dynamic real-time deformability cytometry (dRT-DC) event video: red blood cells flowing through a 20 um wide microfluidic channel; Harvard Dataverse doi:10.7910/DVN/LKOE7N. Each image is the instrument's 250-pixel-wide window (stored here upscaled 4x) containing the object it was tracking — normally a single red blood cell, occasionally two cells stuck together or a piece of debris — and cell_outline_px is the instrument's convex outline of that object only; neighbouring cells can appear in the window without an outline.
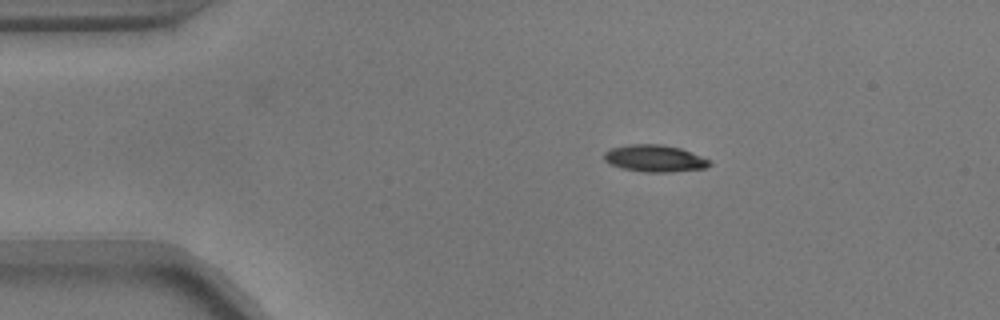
{"species": "common noctule bat (a hibernating species)", "species_latin": "Nyctalus noctula", "temperature_condition": "warm", "stored_images_in_passage": 50, "camera_frame_rate_fps": 3000, "um_per_image_px": 0.085, "animal": {"sex": "male", "body_mass_g": 17.9}, "frame": {"image": 1, "passage_image": 5, "time_ms": 1.333, "image_size_px": [1000, 320], "cell_outline_px": [[712, 164], [704, 168], [672, 172], [644, 172], [620, 168], [608, 164], [604, 160], [604, 152], [608, 148], [628, 144], [660, 144], [680, 148], [712, 160]], "centroid_in_image_um": [55.61, 13.46], "position_along_channel_um": 29.4, "area_um2": 16.82}}
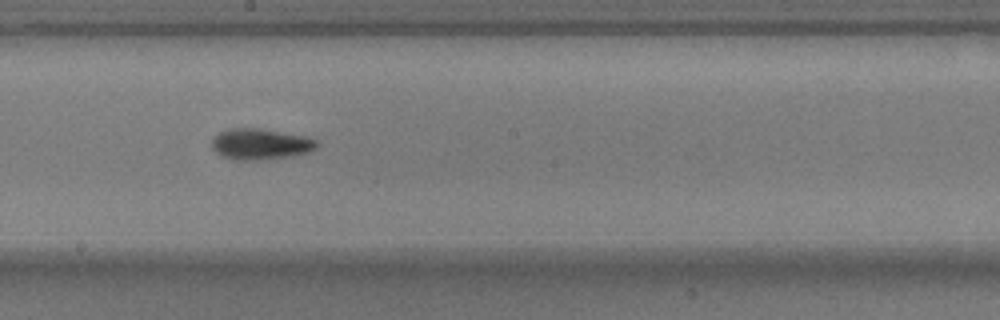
{"frame": {"image": 2, "passage_image": 25, "time_ms": 8.0, "image_size_px": [1000, 320], "cell_outline_px": [[320, 144], [316, 148], [308, 152], [292, 156], [256, 160], [232, 160], [220, 156], [212, 148], [212, 140], [220, 132], [228, 128], [256, 128], [304, 136], [316, 140]], "centroid_in_image_um": [22.11, 12.26], "position_along_channel_um": 226.1, "area_um2": 18.9}}
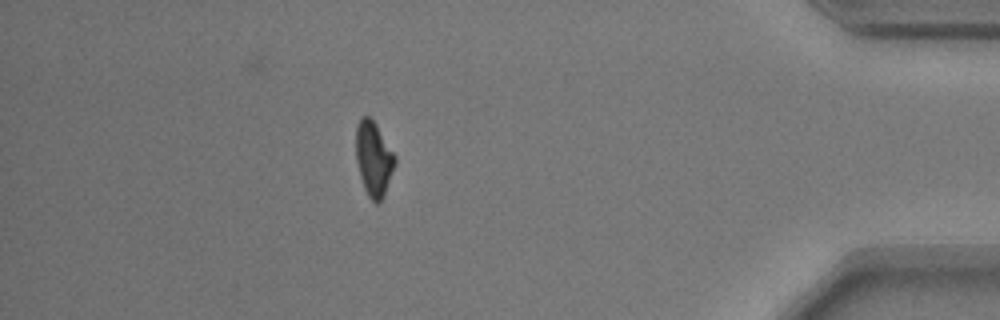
{"frame": {"image": 3, "passage_image": 43, "time_ms": 14.0, "image_size_px": [1000, 320], "cell_outline_px": [[396, 160], [384, 196], [376, 204], [368, 196], [364, 188], [360, 176], [356, 160], [356, 128], [360, 116], [368, 116], [376, 124], [396, 156]], "centroid_in_image_um": [31.75, 13.48], "position_along_channel_um": 403.5, "area_um2": 16.82}, "authors_computed_cell_mechanics": {"area_um2": 16.8776, "velocity_mm_per_s": 3.7194, "shape_relaxation_time_tau1_ms": 2.4311, "shape_relaxation_time_tau2_ms": 4.6075, "deformation_change_tau1": 0.1352, "deformation_change_tau2": 0.1151}}